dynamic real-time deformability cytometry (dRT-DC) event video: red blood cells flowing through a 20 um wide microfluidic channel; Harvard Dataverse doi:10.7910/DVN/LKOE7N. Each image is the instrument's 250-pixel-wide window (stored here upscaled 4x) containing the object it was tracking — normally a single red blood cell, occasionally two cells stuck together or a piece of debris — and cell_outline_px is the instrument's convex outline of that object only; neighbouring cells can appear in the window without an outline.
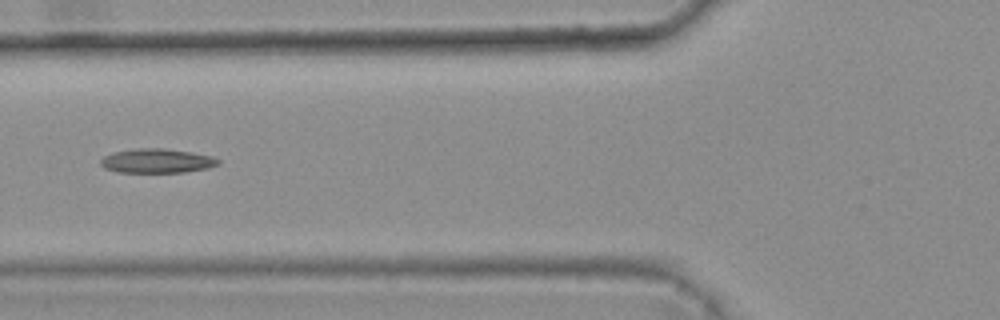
{"species": "common noctule bat (a hibernating species)", "species_latin": "Nyctalus noctula", "temperature_condition": "warm", "stored_images_in_passage": 7, "camera_frame_rate_fps": 3000, "um_per_image_px": 0.085, "animal": {"sex": "female", "body_mass_g": 25.1}, "frame": {"image": 1, "passage_image": 4, "time_ms": 1.0, "image_size_px": [1000, 320], "cell_outline_px": [[220, 164], [208, 168], [184, 172], [116, 172], [104, 168], [100, 164], [100, 160], [104, 156], [112, 152], [140, 148], [164, 148], [192, 152], [212, 156], [220, 160]], "centroid_in_image_um": [13.34, 13.67], "position_along_channel_um": 112.5, "area_um2": 16.7}}
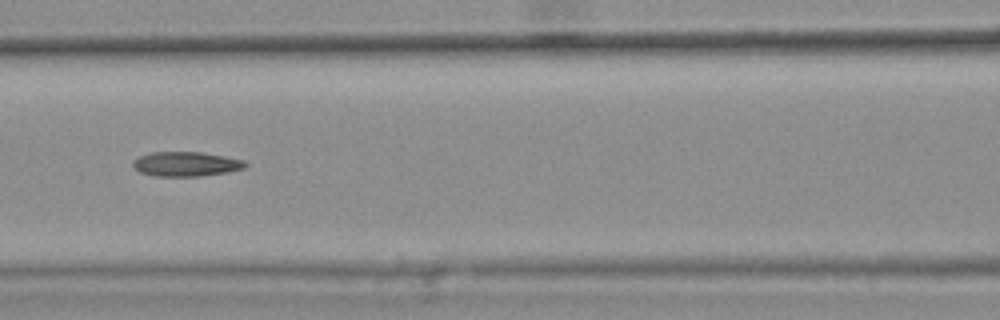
{"frame": {"image": 2, "passage_image": 5, "time_ms": 1.333, "image_size_px": [1000, 320], "cell_outline_px": [[248, 164], [244, 168], [224, 172], [200, 176], [156, 176], [140, 172], [132, 164], [132, 160], [140, 156], [152, 152], [200, 152], [244, 160]], "centroid_in_image_um": [15.78, 13.94], "position_along_channel_um": 150.8, "area_um2": 15.84}}